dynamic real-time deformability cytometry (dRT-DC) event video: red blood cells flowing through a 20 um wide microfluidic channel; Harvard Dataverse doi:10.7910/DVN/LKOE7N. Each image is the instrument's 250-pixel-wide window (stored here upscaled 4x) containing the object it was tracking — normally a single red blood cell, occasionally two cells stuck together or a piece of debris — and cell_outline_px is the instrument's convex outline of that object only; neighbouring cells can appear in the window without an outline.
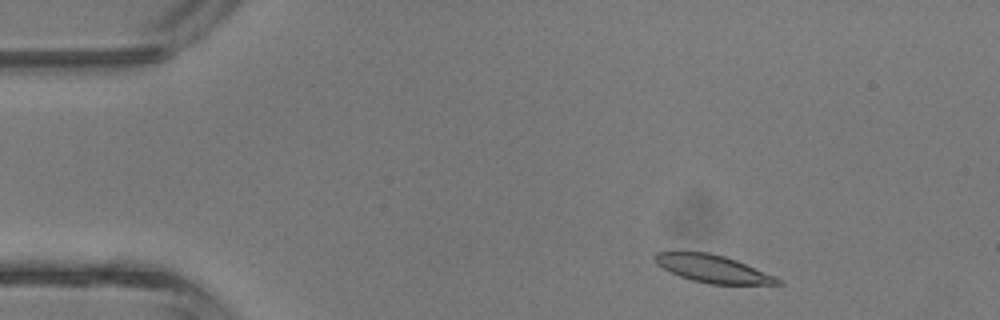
{"species": "common noctule bat (a hibernating species)", "species_latin": "Nyctalus noctula", "temperature_condition": "room temperature", "stored_images_in_passage": 3, "camera_frame_rate_fps": 3000, "um_per_image_px": 0.085, "animal": {"sex": "male", "body_mass_g": 13.3}, "frame": {"image": 1, "passage_image": 1, "time_ms": 0.0, "image_size_px": [1000, 320], "cell_outline_px": [[784, 284], [708, 284], [692, 280], [680, 276], [656, 264], [652, 256], [656, 252], [708, 252], [724, 256], [736, 260], [776, 276]], "centroid_in_image_um": [60.58, 22.84], "position_along_channel_um": 24.4, "area_um2": 19.59}}
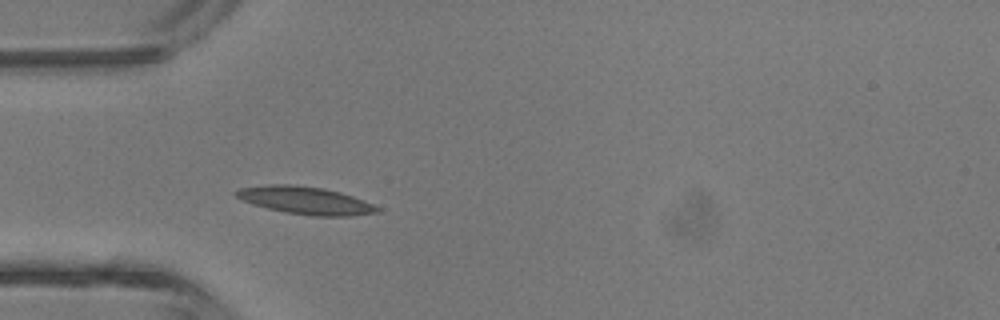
{"frame": {"image": 2, "passage_image": 3, "time_ms": 2.333, "image_size_px": [1000, 320], "cell_outline_px": [[380, 212], [352, 216], [312, 216], [284, 212], [252, 204], [236, 196], [232, 192], [240, 188], [268, 184], [288, 184], [324, 188], [340, 192], [352, 196], [372, 204], [380, 208]], "centroid_in_image_um": [25.96, 17.04], "position_along_channel_um": 59.0, "area_um2": 22.66}}